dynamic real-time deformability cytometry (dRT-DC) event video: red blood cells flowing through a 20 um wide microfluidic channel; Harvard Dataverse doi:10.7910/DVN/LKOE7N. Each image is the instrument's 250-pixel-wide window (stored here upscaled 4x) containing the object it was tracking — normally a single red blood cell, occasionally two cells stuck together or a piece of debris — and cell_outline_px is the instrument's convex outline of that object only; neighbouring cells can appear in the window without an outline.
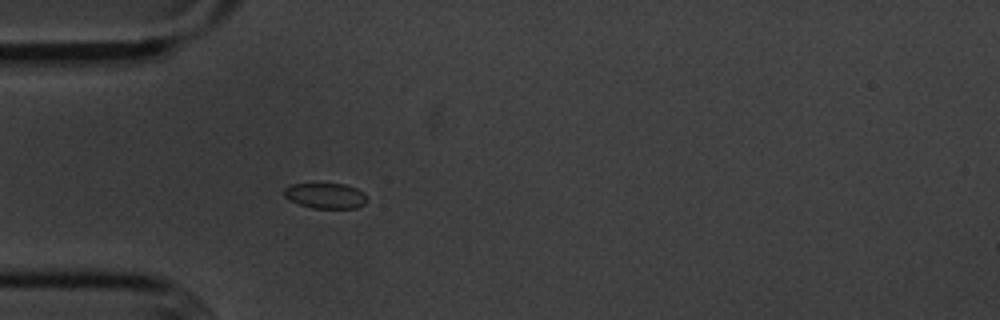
{"species": "common noctule bat (a hibernating species)", "species_latin": "Nyctalus noctula", "temperature_condition": "cold", "stored_images_in_passage": 40, "camera_frame_rate_fps": 3000, "um_per_image_px": 0.085, "animal": {"sex": "male", "body_mass_g": 20.1, "forearm_length_mm": 53.5}, "frame": {"image": 1, "passage_image": 1, "time_ms": 0.0, "image_size_px": [1000, 320], "cell_outline_px": [[368, 200], [364, 204], [356, 208], [312, 208], [300, 204], [284, 196], [284, 188], [292, 184], [344, 184], [356, 188]], "centroid_in_image_um": [27.66, 16.64], "position_along_channel_um": 57.3, "area_um2": 12.02}}
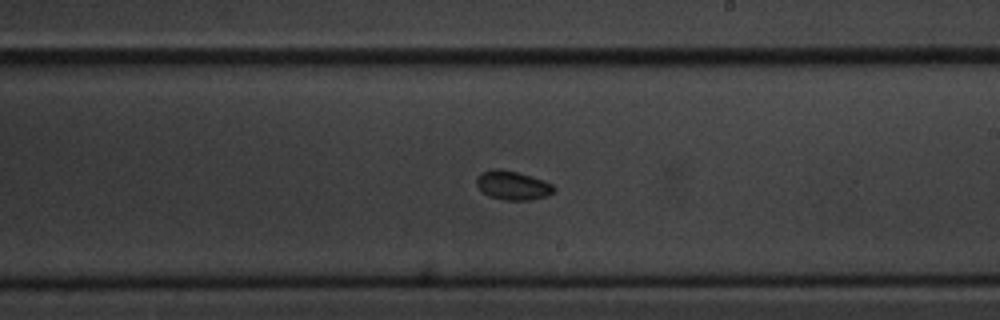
{"frame": {"image": 2, "passage_image": 17, "time_ms": 5.333, "image_size_px": [1000, 320], "cell_outline_px": [[556, 192], [532, 200], [504, 200], [488, 196], [476, 184], [476, 176], [480, 172], [492, 168], [500, 168], [516, 172], [544, 180], [552, 184], [556, 188]], "centroid_in_image_um": [43.57, 15.74], "position_along_channel_um": 245.4, "area_um2": 13.18}}
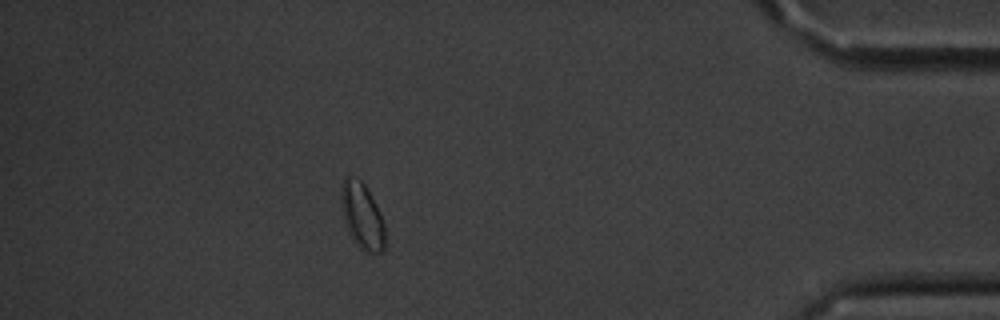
{"frame": {"image": 3, "passage_image": 34, "time_ms": 11.0, "image_size_px": [1000, 320], "cell_outline_px": [[384, 248], [380, 252], [368, 252], [360, 248], [352, 240], [348, 232], [344, 220], [340, 204], [340, 184], [348, 176], [360, 180], [364, 184], [384, 224]], "centroid_in_image_um": [30.72, 18.36], "position_along_channel_um": 404.5, "area_um2": 16.53}, "authors_computed_cell_mechanics": {"area_um2": 13.005, "velocity_mm_per_s": 3.6002, "shape_relaxation_time_tau1_ms": null, "shape_relaxation_time_tau2_ms": 8.833, "deformation_change_tau1": null, "deformation_change_tau2": 0.0629}}